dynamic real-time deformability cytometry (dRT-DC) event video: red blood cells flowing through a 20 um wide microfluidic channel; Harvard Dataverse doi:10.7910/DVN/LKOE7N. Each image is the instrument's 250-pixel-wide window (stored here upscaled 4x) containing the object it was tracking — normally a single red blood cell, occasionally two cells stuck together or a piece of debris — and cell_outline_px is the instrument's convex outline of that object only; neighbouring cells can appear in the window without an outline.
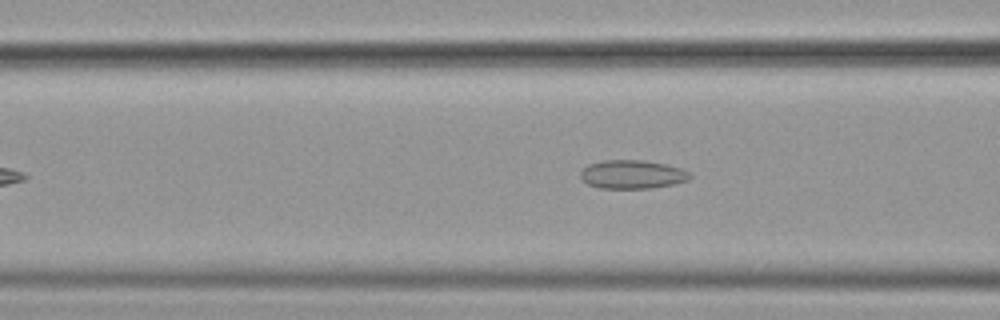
{"species": "common noctule bat (a hibernating species)", "species_latin": "Nyctalus noctula", "temperature_condition": "cold", "stored_images_in_passage": 41, "camera_frame_rate_fps": 3000, "um_per_image_px": 0.085, "animal": {"sex": "female", "body_mass_g": 19.9}, "frame": {"image": 1, "passage_image": 10, "time_ms": 3.0, "image_size_px": [1000, 320], "cell_outline_px": [[692, 176], [688, 180], [672, 184], [652, 188], [600, 188], [588, 184], [580, 176], [580, 172], [588, 164], [604, 160], [644, 160], [664, 164], [680, 168], [688, 172]], "centroid_in_image_um": [53.73, 14.82], "position_along_channel_um": 112.9, "area_um2": 18.09}}
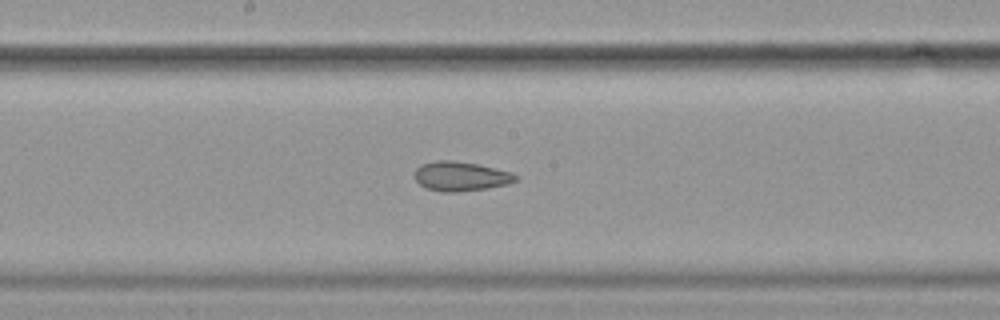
{"frame": {"image": 2, "passage_image": 18, "time_ms": 5.667, "image_size_px": [1000, 320], "cell_outline_px": [[516, 180], [508, 184], [488, 188], [456, 192], [444, 192], [428, 188], [420, 184], [416, 180], [416, 168], [420, 164], [436, 160], [452, 160], [480, 164], [512, 172], [516, 176]], "centroid_in_image_um": [39.17, 14.97], "position_along_channel_um": 209.0, "area_um2": 17.28}}
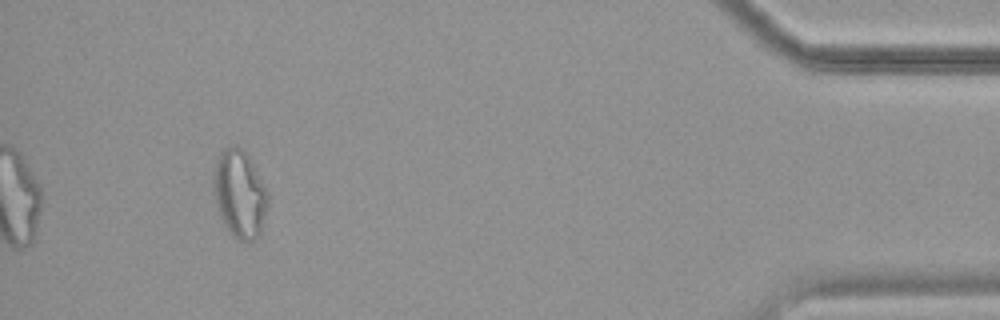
{"frame": {"image": 3, "passage_image": 40, "time_ms": 13.0, "image_size_px": [1000, 320], "cell_outline_px": [[268, 208], [260, 232], [248, 244], [232, 236], [220, 212], [216, 200], [212, 184], [212, 176], [216, 160], [220, 148], [240, 148], [248, 156], [268, 192]], "centroid_in_image_um": [20.37, 16.48], "position_along_channel_um": 414.8, "area_um2": 27.4}}